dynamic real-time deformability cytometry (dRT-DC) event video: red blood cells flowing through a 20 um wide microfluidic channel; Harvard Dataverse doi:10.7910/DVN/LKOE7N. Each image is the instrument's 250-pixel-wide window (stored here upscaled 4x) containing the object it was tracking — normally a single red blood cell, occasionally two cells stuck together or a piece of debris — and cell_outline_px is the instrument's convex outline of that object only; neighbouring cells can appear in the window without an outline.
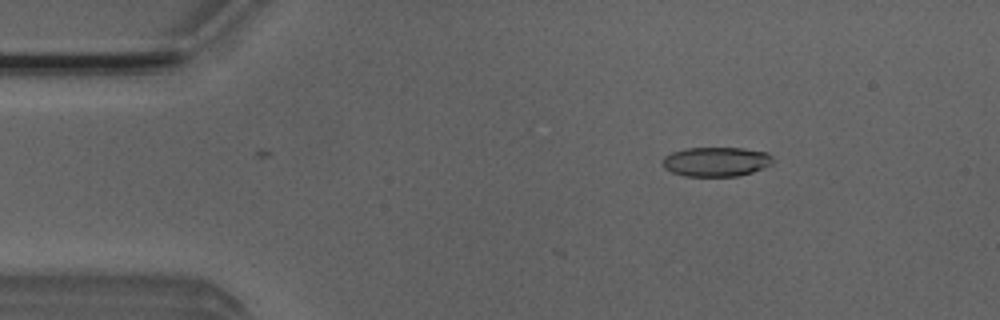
{"species": "Egyptian fruit bat (a non-hibernating species)", "species_latin": "Rousettus aegyptiacus", "temperature_condition": "room temperature", "stored_images_in_passage": 9, "camera_frame_rate_fps": 3000, "um_per_image_px": 0.085, "animal": {"sex": "male"}, "frame": {"image": 1, "passage_image": 8, "time_ms": 2.333, "image_size_px": [1000, 320], "cell_outline_px": [[772, 164], [752, 172], [736, 176], [684, 176], [672, 172], [664, 168], [660, 164], [660, 160], [664, 156], [672, 152], [684, 148], [744, 148], [768, 152], [772, 156]], "centroid_in_image_um": [60.82, 13.74], "position_along_channel_um": 24.2, "area_um2": 19.13}}